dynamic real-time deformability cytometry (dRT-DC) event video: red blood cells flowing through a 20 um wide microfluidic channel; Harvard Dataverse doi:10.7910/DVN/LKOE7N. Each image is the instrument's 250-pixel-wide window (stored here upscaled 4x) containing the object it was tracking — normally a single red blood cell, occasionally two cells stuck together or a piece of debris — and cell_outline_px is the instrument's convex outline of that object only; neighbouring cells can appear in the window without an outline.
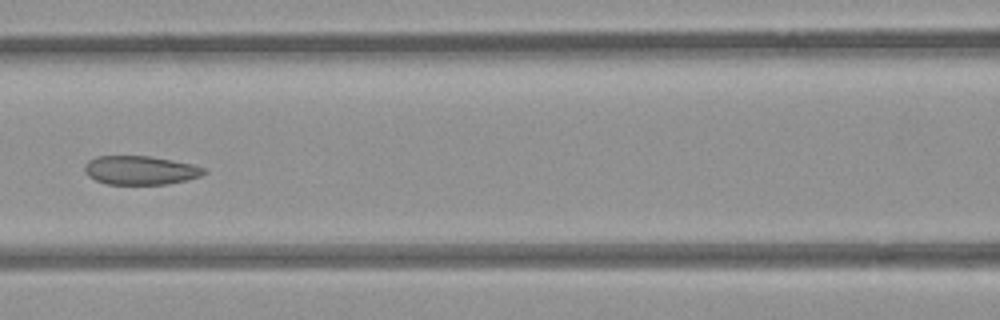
{"species": "common noctule bat (a hibernating species)", "species_latin": "Nyctalus noctula", "temperature_condition": "room temperature", "stored_images_in_passage": 7, "camera_frame_rate_fps": 3000, "um_per_image_px": 0.085, "animal": {"sex": "female", "body_mass_g": 21.9}, "frame": {"image": 1, "passage_image": 6, "time_ms": 1.667, "image_size_px": [1000, 320], "cell_outline_px": [[208, 172], [200, 176], [168, 184], [108, 184], [96, 180], [88, 176], [84, 172], [84, 164], [88, 160], [96, 156], [148, 156], [172, 160], [192, 164], [204, 168]], "centroid_in_image_um": [11.9, 14.47], "position_along_channel_um": 154.7, "area_um2": 20.0}}
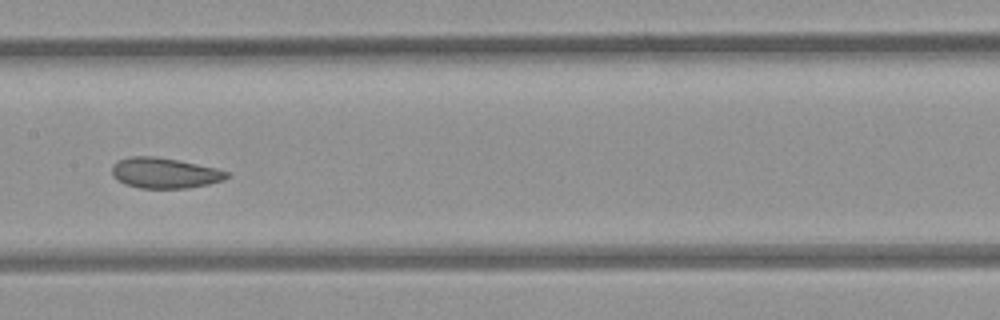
{"frame": {"image": 2, "passage_image": 7, "time_ms": 2.0, "image_size_px": [1000, 320], "cell_outline_px": [[232, 176], [208, 184], [188, 188], [140, 188], [124, 184], [116, 180], [112, 176], [112, 164], [128, 156], [156, 156], [216, 168], [228, 172]], "centroid_in_image_um": [13.95, 14.71], "position_along_channel_um": 193.5, "area_um2": 20.4}}